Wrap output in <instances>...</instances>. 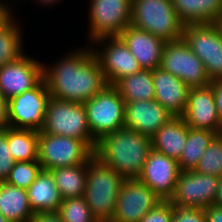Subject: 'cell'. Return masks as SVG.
Masks as SVG:
<instances>
[{
	"mask_svg": "<svg viewBox=\"0 0 222 222\" xmlns=\"http://www.w3.org/2000/svg\"><path fill=\"white\" fill-rule=\"evenodd\" d=\"M62 199L82 197L86 189L87 163L50 170Z\"/></svg>",
	"mask_w": 222,
	"mask_h": 222,
	"instance_id": "484cf974",
	"label": "cell"
},
{
	"mask_svg": "<svg viewBox=\"0 0 222 222\" xmlns=\"http://www.w3.org/2000/svg\"><path fill=\"white\" fill-rule=\"evenodd\" d=\"M182 117H173L151 137L152 149L177 161L182 156L188 134Z\"/></svg>",
	"mask_w": 222,
	"mask_h": 222,
	"instance_id": "44dd1931",
	"label": "cell"
},
{
	"mask_svg": "<svg viewBox=\"0 0 222 222\" xmlns=\"http://www.w3.org/2000/svg\"><path fill=\"white\" fill-rule=\"evenodd\" d=\"M39 133L62 135L85 141L93 150L97 141L92 137L84 104L50 97L43 128Z\"/></svg>",
	"mask_w": 222,
	"mask_h": 222,
	"instance_id": "5b68a950",
	"label": "cell"
},
{
	"mask_svg": "<svg viewBox=\"0 0 222 222\" xmlns=\"http://www.w3.org/2000/svg\"><path fill=\"white\" fill-rule=\"evenodd\" d=\"M25 0H19V2H24ZM61 0H36L35 2H37V4H41V6H54L55 4H57L58 2H60ZM40 2V3H39Z\"/></svg>",
	"mask_w": 222,
	"mask_h": 222,
	"instance_id": "7bdbcfd3",
	"label": "cell"
},
{
	"mask_svg": "<svg viewBox=\"0 0 222 222\" xmlns=\"http://www.w3.org/2000/svg\"><path fill=\"white\" fill-rule=\"evenodd\" d=\"M213 24L222 32V5L219 8L218 15L214 19Z\"/></svg>",
	"mask_w": 222,
	"mask_h": 222,
	"instance_id": "b9f144b4",
	"label": "cell"
},
{
	"mask_svg": "<svg viewBox=\"0 0 222 222\" xmlns=\"http://www.w3.org/2000/svg\"><path fill=\"white\" fill-rule=\"evenodd\" d=\"M84 105L91 135L96 141L124 128L125 102L113 85H107Z\"/></svg>",
	"mask_w": 222,
	"mask_h": 222,
	"instance_id": "52a82bcc",
	"label": "cell"
},
{
	"mask_svg": "<svg viewBox=\"0 0 222 222\" xmlns=\"http://www.w3.org/2000/svg\"><path fill=\"white\" fill-rule=\"evenodd\" d=\"M155 97L158 103L174 117H181L185 111L190 88L181 79L163 70H152Z\"/></svg>",
	"mask_w": 222,
	"mask_h": 222,
	"instance_id": "ffe728a7",
	"label": "cell"
},
{
	"mask_svg": "<svg viewBox=\"0 0 222 222\" xmlns=\"http://www.w3.org/2000/svg\"><path fill=\"white\" fill-rule=\"evenodd\" d=\"M91 44L108 85H114L118 80L142 70L120 37H104L95 40ZM95 45H100L101 47L103 45V47L101 49V47Z\"/></svg>",
	"mask_w": 222,
	"mask_h": 222,
	"instance_id": "7c38bea8",
	"label": "cell"
},
{
	"mask_svg": "<svg viewBox=\"0 0 222 222\" xmlns=\"http://www.w3.org/2000/svg\"><path fill=\"white\" fill-rule=\"evenodd\" d=\"M152 150L151 138L122 128L102 136L94 149V157L113 168L125 179L138 178Z\"/></svg>",
	"mask_w": 222,
	"mask_h": 222,
	"instance_id": "7a4b0ae2",
	"label": "cell"
},
{
	"mask_svg": "<svg viewBox=\"0 0 222 222\" xmlns=\"http://www.w3.org/2000/svg\"><path fill=\"white\" fill-rule=\"evenodd\" d=\"M205 222H222V207L212 204L204 208Z\"/></svg>",
	"mask_w": 222,
	"mask_h": 222,
	"instance_id": "74e56055",
	"label": "cell"
},
{
	"mask_svg": "<svg viewBox=\"0 0 222 222\" xmlns=\"http://www.w3.org/2000/svg\"><path fill=\"white\" fill-rule=\"evenodd\" d=\"M217 136L222 139V121H220V126L219 129L217 131Z\"/></svg>",
	"mask_w": 222,
	"mask_h": 222,
	"instance_id": "ee69618b",
	"label": "cell"
},
{
	"mask_svg": "<svg viewBox=\"0 0 222 222\" xmlns=\"http://www.w3.org/2000/svg\"><path fill=\"white\" fill-rule=\"evenodd\" d=\"M174 205L169 200H162L139 222H172Z\"/></svg>",
	"mask_w": 222,
	"mask_h": 222,
	"instance_id": "836d02e7",
	"label": "cell"
},
{
	"mask_svg": "<svg viewBox=\"0 0 222 222\" xmlns=\"http://www.w3.org/2000/svg\"><path fill=\"white\" fill-rule=\"evenodd\" d=\"M211 89L214 94V101L218 111L219 120L222 121V79L211 80Z\"/></svg>",
	"mask_w": 222,
	"mask_h": 222,
	"instance_id": "d590c367",
	"label": "cell"
},
{
	"mask_svg": "<svg viewBox=\"0 0 222 222\" xmlns=\"http://www.w3.org/2000/svg\"><path fill=\"white\" fill-rule=\"evenodd\" d=\"M174 116L156 100L125 103L124 128L152 137Z\"/></svg>",
	"mask_w": 222,
	"mask_h": 222,
	"instance_id": "ac0fdd59",
	"label": "cell"
},
{
	"mask_svg": "<svg viewBox=\"0 0 222 222\" xmlns=\"http://www.w3.org/2000/svg\"><path fill=\"white\" fill-rule=\"evenodd\" d=\"M38 144V131L8 127V146L15 162L38 161Z\"/></svg>",
	"mask_w": 222,
	"mask_h": 222,
	"instance_id": "83f0119b",
	"label": "cell"
},
{
	"mask_svg": "<svg viewBox=\"0 0 222 222\" xmlns=\"http://www.w3.org/2000/svg\"><path fill=\"white\" fill-rule=\"evenodd\" d=\"M220 178L198 173L194 170L181 171L176 189L170 202L181 208H206L213 204Z\"/></svg>",
	"mask_w": 222,
	"mask_h": 222,
	"instance_id": "4fadbf2b",
	"label": "cell"
},
{
	"mask_svg": "<svg viewBox=\"0 0 222 222\" xmlns=\"http://www.w3.org/2000/svg\"><path fill=\"white\" fill-rule=\"evenodd\" d=\"M92 222H105V221L99 220V219H94Z\"/></svg>",
	"mask_w": 222,
	"mask_h": 222,
	"instance_id": "bcb514c9",
	"label": "cell"
},
{
	"mask_svg": "<svg viewBox=\"0 0 222 222\" xmlns=\"http://www.w3.org/2000/svg\"><path fill=\"white\" fill-rule=\"evenodd\" d=\"M58 212L63 222H92L95 219L83 196L62 199Z\"/></svg>",
	"mask_w": 222,
	"mask_h": 222,
	"instance_id": "1f68e13d",
	"label": "cell"
},
{
	"mask_svg": "<svg viewBox=\"0 0 222 222\" xmlns=\"http://www.w3.org/2000/svg\"><path fill=\"white\" fill-rule=\"evenodd\" d=\"M14 14L0 26V68L24 54V33ZM23 45V46H22Z\"/></svg>",
	"mask_w": 222,
	"mask_h": 222,
	"instance_id": "f1b7e54d",
	"label": "cell"
},
{
	"mask_svg": "<svg viewBox=\"0 0 222 222\" xmlns=\"http://www.w3.org/2000/svg\"><path fill=\"white\" fill-rule=\"evenodd\" d=\"M88 42L104 37H119L130 25L132 0H90Z\"/></svg>",
	"mask_w": 222,
	"mask_h": 222,
	"instance_id": "ba28073f",
	"label": "cell"
},
{
	"mask_svg": "<svg viewBox=\"0 0 222 222\" xmlns=\"http://www.w3.org/2000/svg\"><path fill=\"white\" fill-rule=\"evenodd\" d=\"M41 170L42 167L38 161L15 162L4 182L27 189L36 180Z\"/></svg>",
	"mask_w": 222,
	"mask_h": 222,
	"instance_id": "4dcf8cb0",
	"label": "cell"
},
{
	"mask_svg": "<svg viewBox=\"0 0 222 222\" xmlns=\"http://www.w3.org/2000/svg\"><path fill=\"white\" fill-rule=\"evenodd\" d=\"M43 62L23 54L0 68V90L6 100L36 87L43 80Z\"/></svg>",
	"mask_w": 222,
	"mask_h": 222,
	"instance_id": "9a60e30c",
	"label": "cell"
},
{
	"mask_svg": "<svg viewBox=\"0 0 222 222\" xmlns=\"http://www.w3.org/2000/svg\"><path fill=\"white\" fill-rule=\"evenodd\" d=\"M125 178L93 157L87 163L86 189L83 195L95 219L111 222L117 197Z\"/></svg>",
	"mask_w": 222,
	"mask_h": 222,
	"instance_id": "3957f363",
	"label": "cell"
},
{
	"mask_svg": "<svg viewBox=\"0 0 222 222\" xmlns=\"http://www.w3.org/2000/svg\"><path fill=\"white\" fill-rule=\"evenodd\" d=\"M51 95L44 79L31 90L7 101V126L40 131Z\"/></svg>",
	"mask_w": 222,
	"mask_h": 222,
	"instance_id": "9c48e42d",
	"label": "cell"
},
{
	"mask_svg": "<svg viewBox=\"0 0 222 222\" xmlns=\"http://www.w3.org/2000/svg\"><path fill=\"white\" fill-rule=\"evenodd\" d=\"M0 222H10L0 213Z\"/></svg>",
	"mask_w": 222,
	"mask_h": 222,
	"instance_id": "f6af8a7d",
	"label": "cell"
},
{
	"mask_svg": "<svg viewBox=\"0 0 222 222\" xmlns=\"http://www.w3.org/2000/svg\"><path fill=\"white\" fill-rule=\"evenodd\" d=\"M160 67L181 79L189 88L203 87L211 83L205 65L183 39L166 41Z\"/></svg>",
	"mask_w": 222,
	"mask_h": 222,
	"instance_id": "30bf717a",
	"label": "cell"
},
{
	"mask_svg": "<svg viewBox=\"0 0 222 222\" xmlns=\"http://www.w3.org/2000/svg\"><path fill=\"white\" fill-rule=\"evenodd\" d=\"M129 48L142 69L160 67L166 41L144 30L129 25L119 36Z\"/></svg>",
	"mask_w": 222,
	"mask_h": 222,
	"instance_id": "d6986e66",
	"label": "cell"
},
{
	"mask_svg": "<svg viewBox=\"0 0 222 222\" xmlns=\"http://www.w3.org/2000/svg\"><path fill=\"white\" fill-rule=\"evenodd\" d=\"M125 103L152 100L155 97L152 70L141 71L118 80L113 85Z\"/></svg>",
	"mask_w": 222,
	"mask_h": 222,
	"instance_id": "d4e9b609",
	"label": "cell"
},
{
	"mask_svg": "<svg viewBox=\"0 0 222 222\" xmlns=\"http://www.w3.org/2000/svg\"><path fill=\"white\" fill-rule=\"evenodd\" d=\"M172 222H205L203 208H181L174 206Z\"/></svg>",
	"mask_w": 222,
	"mask_h": 222,
	"instance_id": "e575fe53",
	"label": "cell"
},
{
	"mask_svg": "<svg viewBox=\"0 0 222 222\" xmlns=\"http://www.w3.org/2000/svg\"><path fill=\"white\" fill-rule=\"evenodd\" d=\"M30 222H63L58 211L36 212Z\"/></svg>",
	"mask_w": 222,
	"mask_h": 222,
	"instance_id": "8d00e7d4",
	"label": "cell"
},
{
	"mask_svg": "<svg viewBox=\"0 0 222 222\" xmlns=\"http://www.w3.org/2000/svg\"><path fill=\"white\" fill-rule=\"evenodd\" d=\"M15 161L8 146V126L0 130V182L8 177Z\"/></svg>",
	"mask_w": 222,
	"mask_h": 222,
	"instance_id": "d6a6232c",
	"label": "cell"
},
{
	"mask_svg": "<svg viewBox=\"0 0 222 222\" xmlns=\"http://www.w3.org/2000/svg\"><path fill=\"white\" fill-rule=\"evenodd\" d=\"M7 100L0 90V130L7 127L6 120Z\"/></svg>",
	"mask_w": 222,
	"mask_h": 222,
	"instance_id": "f35d334b",
	"label": "cell"
},
{
	"mask_svg": "<svg viewBox=\"0 0 222 222\" xmlns=\"http://www.w3.org/2000/svg\"><path fill=\"white\" fill-rule=\"evenodd\" d=\"M181 117L189 128L218 131L220 120L211 84L190 88L187 105Z\"/></svg>",
	"mask_w": 222,
	"mask_h": 222,
	"instance_id": "e0dca14e",
	"label": "cell"
},
{
	"mask_svg": "<svg viewBox=\"0 0 222 222\" xmlns=\"http://www.w3.org/2000/svg\"><path fill=\"white\" fill-rule=\"evenodd\" d=\"M162 199L138 178L125 179L111 222H139Z\"/></svg>",
	"mask_w": 222,
	"mask_h": 222,
	"instance_id": "5bb4252c",
	"label": "cell"
},
{
	"mask_svg": "<svg viewBox=\"0 0 222 222\" xmlns=\"http://www.w3.org/2000/svg\"><path fill=\"white\" fill-rule=\"evenodd\" d=\"M213 204L222 207V177L220 178L216 198H215Z\"/></svg>",
	"mask_w": 222,
	"mask_h": 222,
	"instance_id": "60d3db41",
	"label": "cell"
},
{
	"mask_svg": "<svg viewBox=\"0 0 222 222\" xmlns=\"http://www.w3.org/2000/svg\"><path fill=\"white\" fill-rule=\"evenodd\" d=\"M0 213L10 222H30L34 215L24 188L0 182Z\"/></svg>",
	"mask_w": 222,
	"mask_h": 222,
	"instance_id": "603a6c76",
	"label": "cell"
},
{
	"mask_svg": "<svg viewBox=\"0 0 222 222\" xmlns=\"http://www.w3.org/2000/svg\"><path fill=\"white\" fill-rule=\"evenodd\" d=\"M216 136L217 132L189 128L182 156L178 160L180 170H194L200 158L204 155L205 150Z\"/></svg>",
	"mask_w": 222,
	"mask_h": 222,
	"instance_id": "4316f807",
	"label": "cell"
},
{
	"mask_svg": "<svg viewBox=\"0 0 222 222\" xmlns=\"http://www.w3.org/2000/svg\"><path fill=\"white\" fill-rule=\"evenodd\" d=\"M13 14V9L10 5L0 0V26H2Z\"/></svg>",
	"mask_w": 222,
	"mask_h": 222,
	"instance_id": "ab89813d",
	"label": "cell"
},
{
	"mask_svg": "<svg viewBox=\"0 0 222 222\" xmlns=\"http://www.w3.org/2000/svg\"><path fill=\"white\" fill-rule=\"evenodd\" d=\"M94 150L83 140L39 133L38 162L42 170L88 163Z\"/></svg>",
	"mask_w": 222,
	"mask_h": 222,
	"instance_id": "8992f818",
	"label": "cell"
},
{
	"mask_svg": "<svg viewBox=\"0 0 222 222\" xmlns=\"http://www.w3.org/2000/svg\"><path fill=\"white\" fill-rule=\"evenodd\" d=\"M183 39L205 65L210 80L222 79V32L213 23L187 24Z\"/></svg>",
	"mask_w": 222,
	"mask_h": 222,
	"instance_id": "8fae6325",
	"label": "cell"
},
{
	"mask_svg": "<svg viewBox=\"0 0 222 222\" xmlns=\"http://www.w3.org/2000/svg\"><path fill=\"white\" fill-rule=\"evenodd\" d=\"M130 25L165 41H176L183 37L184 24L172 0H132Z\"/></svg>",
	"mask_w": 222,
	"mask_h": 222,
	"instance_id": "277c9868",
	"label": "cell"
},
{
	"mask_svg": "<svg viewBox=\"0 0 222 222\" xmlns=\"http://www.w3.org/2000/svg\"><path fill=\"white\" fill-rule=\"evenodd\" d=\"M26 191L34 213L59 210L62 198L50 171L41 170Z\"/></svg>",
	"mask_w": 222,
	"mask_h": 222,
	"instance_id": "7402d4cb",
	"label": "cell"
},
{
	"mask_svg": "<svg viewBox=\"0 0 222 222\" xmlns=\"http://www.w3.org/2000/svg\"><path fill=\"white\" fill-rule=\"evenodd\" d=\"M172 4L184 25L213 23L222 0H172Z\"/></svg>",
	"mask_w": 222,
	"mask_h": 222,
	"instance_id": "cb8c5ba5",
	"label": "cell"
},
{
	"mask_svg": "<svg viewBox=\"0 0 222 222\" xmlns=\"http://www.w3.org/2000/svg\"><path fill=\"white\" fill-rule=\"evenodd\" d=\"M5 1H8V0H5ZM11 1H12V0H11ZM18 1H19V0H13V2H15V3L18 2Z\"/></svg>",
	"mask_w": 222,
	"mask_h": 222,
	"instance_id": "7dc6e473",
	"label": "cell"
},
{
	"mask_svg": "<svg viewBox=\"0 0 222 222\" xmlns=\"http://www.w3.org/2000/svg\"><path fill=\"white\" fill-rule=\"evenodd\" d=\"M180 172L176 159L152 149L138 179L162 200H170L175 192Z\"/></svg>",
	"mask_w": 222,
	"mask_h": 222,
	"instance_id": "2e32d148",
	"label": "cell"
},
{
	"mask_svg": "<svg viewBox=\"0 0 222 222\" xmlns=\"http://www.w3.org/2000/svg\"><path fill=\"white\" fill-rule=\"evenodd\" d=\"M43 79L51 97L80 104L108 85L92 47L71 50L49 67L43 64Z\"/></svg>",
	"mask_w": 222,
	"mask_h": 222,
	"instance_id": "6da1fadb",
	"label": "cell"
},
{
	"mask_svg": "<svg viewBox=\"0 0 222 222\" xmlns=\"http://www.w3.org/2000/svg\"><path fill=\"white\" fill-rule=\"evenodd\" d=\"M194 171L222 177V139L218 136L213 139Z\"/></svg>",
	"mask_w": 222,
	"mask_h": 222,
	"instance_id": "f546056e",
	"label": "cell"
}]
</instances>
